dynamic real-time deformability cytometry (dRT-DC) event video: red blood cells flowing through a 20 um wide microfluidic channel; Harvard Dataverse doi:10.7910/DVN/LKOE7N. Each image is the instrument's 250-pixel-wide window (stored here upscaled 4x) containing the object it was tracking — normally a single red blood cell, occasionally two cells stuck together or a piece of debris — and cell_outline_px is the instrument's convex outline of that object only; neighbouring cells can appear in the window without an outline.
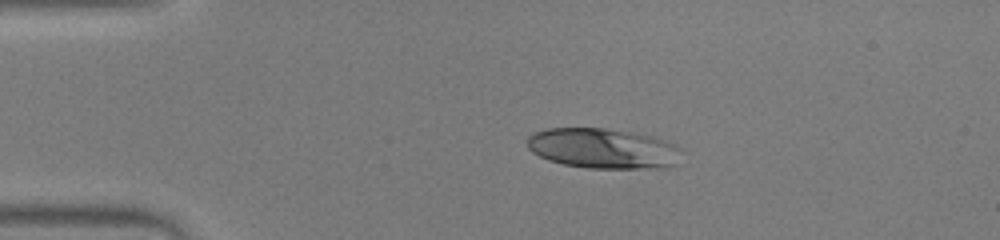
{"species": "human", "species_latin": "Homo sapiens", "temperature_condition": "warm", "stored_images_in_passage": 42, "camera_frame_rate_fps": 3000, "um_per_image_px": 0.085, "donor": {"sex": "male"}, "frame": {"image": 1, "passage_image": 1, "time_ms": 0.0, "image_size_px": [1000, 240], "cell_outline_px": [[684, 148], [676, 164], [668, 168], [588, 168], [564, 164], [548, 160], [532, 152], [528, 148], [528, 136], [532, 132], [548, 128], [604, 128], [636, 132], [652, 136], [664, 140]], "centroid_in_image_um": [51.3, 12.61], "position_along_channel_um": 33.7, "area_um2": 36.59}}
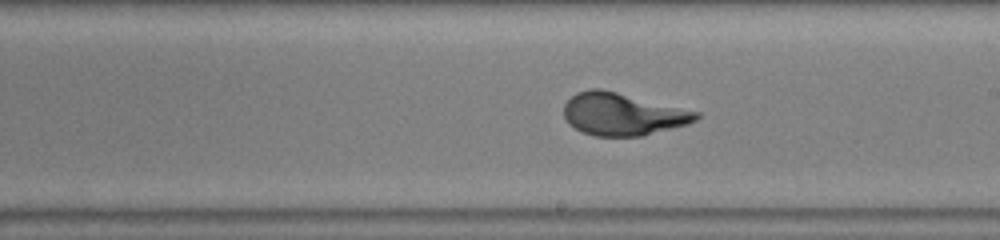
{"frame": {"image": 2, "passage_image": 20, "time_ms": 6.333, "image_size_px": [1000, 240], "cell_outline_px": [[700, 116], [696, 120], [688, 124], [640, 136], [596, 136], [584, 132], [568, 124], [564, 116], [564, 104], [576, 92], [592, 88], [600, 88], [700, 112]], "centroid_in_image_um": [52.91, 9.7], "position_along_channel_um": 236.1, "area_um2": 32.43}}
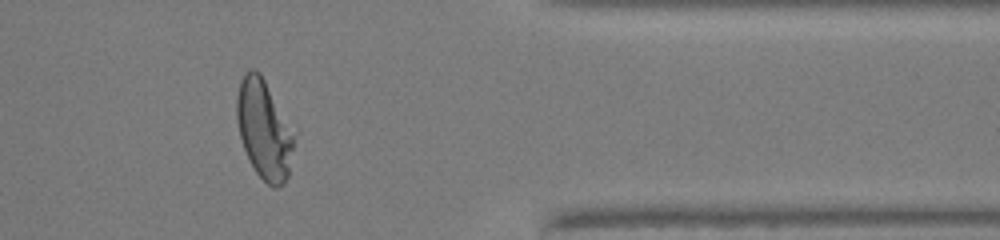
{"frame": {"image": 3, "passage_image": 33, "time_ms": 10.667, "image_size_px": [1000, 240], "cell_outline_px": [[292, 148], [288, 176], [276, 188], [272, 188], [256, 172], [244, 148], [240, 136], [236, 120], [236, 96], [240, 80], [244, 72], [248, 68], [252, 68], [260, 72], [292, 136]], "centroid_in_image_um": [22.35, 10.98], "position_along_channel_um": 389.1, "area_um2": 31.56}}